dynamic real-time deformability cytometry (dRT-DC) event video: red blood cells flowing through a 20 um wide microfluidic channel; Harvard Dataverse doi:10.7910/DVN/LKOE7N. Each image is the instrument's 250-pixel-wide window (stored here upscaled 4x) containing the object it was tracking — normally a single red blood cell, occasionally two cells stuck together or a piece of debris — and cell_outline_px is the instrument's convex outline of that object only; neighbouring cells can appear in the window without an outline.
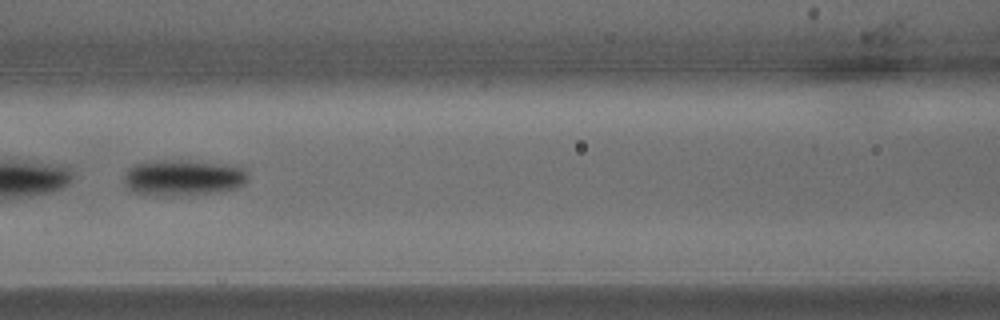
{"species": "common noctule bat (a hibernating species)", "species_latin": "Nyctalus noctula", "temperature_condition": "warm", "stored_images_in_passage": 32, "camera_frame_rate_fps": 3000, "um_per_image_px": 0.085, "animal": {"sex": "male", "body_mass_g": 15.6}, "frame": {"image": 1, "passage_image": 14, "time_ms": 4.333, "image_size_px": [1000, 320], "cell_outline_px": [[248, 176], [244, 184], [236, 188], [224, 192], [136, 192], [128, 188], [124, 184], [124, 172], [128, 168], [136, 164], [160, 160], [180, 160], [240, 164], [248, 172]], "centroid_in_image_um": [15.69, 15.02], "position_along_channel_um": 150.9, "area_um2": 25.2}}